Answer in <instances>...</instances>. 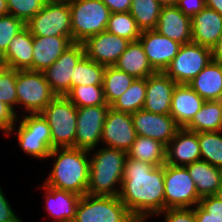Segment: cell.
Here are the masks:
<instances>
[{"label":"cell","mask_w":222,"mask_h":222,"mask_svg":"<svg viewBox=\"0 0 222 222\" xmlns=\"http://www.w3.org/2000/svg\"><path fill=\"white\" fill-rule=\"evenodd\" d=\"M45 4L62 3L67 0H42Z\"/></svg>","instance_id":"52"},{"label":"cell","mask_w":222,"mask_h":222,"mask_svg":"<svg viewBox=\"0 0 222 222\" xmlns=\"http://www.w3.org/2000/svg\"><path fill=\"white\" fill-rule=\"evenodd\" d=\"M146 98V78L135 79L130 87L110 106L124 113L142 110Z\"/></svg>","instance_id":"32"},{"label":"cell","mask_w":222,"mask_h":222,"mask_svg":"<svg viewBox=\"0 0 222 222\" xmlns=\"http://www.w3.org/2000/svg\"><path fill=\"white\" fill-rule=\"evenodd\" d=\"M164 214V215H163ZM163 215V222H196L193 208H169L159 213Z\"/></svg>","instance_id":"42"},{"label":"cell","mask_w":222,"mask_h":222,"mask_svg":"<svg viewBox=\"0 0 222 222\" xmlns=\"http://www.w3.org/2000/svg\"><path fill=\"white\" fill-rule=\"evenodd\" d=\"M7 68L6 63L4 62V60L2 59V57L0 56V75L2 74V72Z\"/></svg>","instance_id":"51"},{"label":"cell","mask_w":222,"mask_h":222,"mask_svg":"<svg viewBox=\"0 0 222 222\" xmlns=\"http://www.w3.org/2000/svg\"><path fill=\"white\" fill-rule=\"evenodd\" d=\"M131 41L107 31L90 36L82 44L85 55L104 66H114Z\"/></svg>","instance_id":"15"},{"label":"cell","mask_w":222,"mask_h":222,"mask_svg":"<svg viewBox=\"0 0 222 222\" xmlns=\"http://www.w3.org/2000/svg\"><path fill=\"white\" fill-rule=\"evenodd\" d=\"M17 119L18 116L15 111L0 100V130L6 135L5 137H7L8 133L16 124Z\"/></svg>","instance_id":"43"},{"label":"cell","mask_w":222,"mask_h":222,"mask_svg":"<svg viewBox=\"0 0 222 222\" xmlns=\"http://www.w3.org/2000/svg\"><path fill=\"white\" fill-rule=\"evenodd\" d=\"M138 40L155 72H164L182 46L155 29L142 31Z\"/></svg>","instance_id":"16"},{"label":"cell","mask_w":222,"mask_h":222,"mask_svg":"<svg viewBox=\"0 0 222 222\" xmlns=\"http://www.w3.org/2000/svg\"><path fill=\"white\" fill-rule=\"evenodd\" d=\"M212 60L222 63V32L219 36L218 41L211 49Z\"/></svg>","instance_id":"47"},{"label":"cell","mask_w":222,"mask_h":222,"mask_svg":"<svg viewBox=\"0 0 222 222\" xmlns=\"http://www.w3.org/2000/svg\"><path fill=\"white\" fill-rule=\"evenodd\" d=\"M185 167L201 198L215 195L222 183V168L213 166L203 160L188 164Z\"/></svg>","instance_id":"27"},{"label":"cell","mask_w":222,"mask_h":222,"mask_svg":"<svg viewBox=\"0 0 222 222\" xmlns=\"http://www.w3.org/2000/svg\"><path fill=\"white\" fill-rule=\"evenodd\" d=\"M72 43V36H33L32 70L43 72Z\"/></svg>","instance_id":"22"},{"label":"cell","mask_w":222,"mask_h":222,"mask_svg":"<svg viewBox=\"0 0 222 222\" xmlns=\"http://www.w3.org/2000/svg\"><path fill=\"white\" fill-rule=\"evenodd\" d=\"M10 15L27 23L45 5L42 0H6Z\"/></svg>","instance_id":"40"},{"label":"cell","mask_w":222,"mask_h":222,"mask_svg":"<svg viewBox=\"0 0 222 222\" xmlns=\"http://www.w3.org/2000/svg\"><path fill=\"white\" fill-rule=\"evenodd\" d=\"M18 219V215H16V212L14 213L9 200L0 186V222H15Z\"/></svg>","instance_id":"45"},{"label":"cell","mask_w":222,"mask_h":222,"mask_svg":"<svg viewBox=\"0 0 222 222\" xmlns=\"http://www.w3.org/2000/svg\"><path fill=\"white\" fill-rule=\"evenodd\" d=\"M22 116V119L18 116L20 120L17 119L16 124L7 136L17 134L19 147L29 157L48 160V156L53 149L51 129L48 123L40 113L26 114L25 116L22 113Z\"/></svg>","instance_id":"4"},{"label":"cell","mask_w":222,"mask_h":222,"mask_svg":"<svg viewBox=\"0 0 222 222\" xmlns=\"http://www.w3.org/2000/svg\"><path fill=\"white\" fill-rule=\"evenodd\" d=\"M85 149L53 148L48 159L54 158L53 167L43 184L70 191L80 196L87 194L90 174V156Z\"/></svg>","instance_id":"2"},{"label":"cell","mask_w":222,"mask_h":222,"mask_svg":"<svg viewBox=\"0 0 222 222\" xmlns=\"http://www.w3.org/2000/svg\"><path fill=\"white\" fill-rule=\"evenodd\" d=\"M219 200L222 201V183H221V186L220 188L217 190V192L215 193V195Z\"/></svg>","instance_id":"53"},{"label":"cell","mask_w":222,"mask_h":222,"mask_svg":"<svg viewBox=\"0 0 222 222\" xmlns=\"http://www.w3.org/2000/svg\"><path fill=\"white\" fill-rule=\"evenodd\" d=\"M114 66L136 79L147 78L155 73L139 40L129 43Z\"/></svg>","instance_id":"28"},{"label":"cell","mask_w":222,"mask_h":222,"mask_svg":"<svg viewBox=\"0 0 222 222\" xmlns=\"http://www.w3.org/2000/svg\"><path fill=\"white\" fill-rule=\"evenodd\" d=\"M136 136L132 115L109 107L102 129V146L128 152Z\"/></svg>","instance_id":"14"},{"label":"cell","mask_w":222,"mask_h":222,"mask_svg":"<svg viewBox=\"0 0 222 222\" xmlns=\"http://www.w3.org/2000/svg\"><path fill=\"white\" fill-rule=\"evenodd\" d=\"M164 191V165L154 166L127 157L118 197L138 222L165 210Z\"/></svg>","instance_id":"1"},{"label":"cell","mask_w":222,"mask_h":222,"mask_svg":"<svg viewBox=\"0 0 222 222\" xmlns=\"http://www.w3.org/2000/svg\"><path fill=\"white\" fill-rule=\"evenodd\" d=\"M188 85L205 101L222 100V63L211 60Z\"/></svg>","instance_id":"26"},{"label":"cell","mask_w":222,"mask_h":222,"mask_svg":"<svg viewBox=\"0 0 222 222\" xmlns=\"http://www.w3.org/2000/svg\"><path fill=\"white\" fill-rule=\"evenodd\" d=\"M178 9L189 17L198 14L205 6V0H177L175 4Z\"/></svg>","instance_id":"44"},{"label":"cell","mask_w":222,"mask_h":222,"mask_svg":"<svg viewBox=\"0 0 222 222\" xmlns=\"http://www.w3.org/2000/svg\"><path fill=\"white\" fill-rule=\"evenodd\" d=\"M89 155L90 174L87 194L118 196L128 157L127 152L102 146L99 149L89 150Z\"/></svg>","instance_id":"3"},{"label":"cell","mask_w":222,"mask_h":222,"mask_svg":"<svg viewBox=\"0 0 222 222\" xmlns=\"http://www.w3.org/2000/svg\"><path fill=\"white\" fill-rule=\"evenodd\" d=\"M205 100L188 84H176L171 101L170 115L184 128L200 110Z\"/></svg>","instance_id":"24"},{"label":"cell","mask_w":222,"mask_h":222,"mask_svg":"<svg viewBox=\"0 0 222 222\" xmlns=\"http://www.w3.org/2000/svg\"><path fill=\"white\" fill-rule=\"evenodd\" d=\"M201 160L197 132L179 128L166 146L165 164L186 166Z\"/></svg>","instance_id":"19"},{"label":"cell","mask_w":222,"mask_h":222,"mask_svg":"<svg viewBox=\"0 0 222 222\" xmlns=\"http://www.w3.org/2000/svg\"><path fill=\"white\" fill-rule=\"evenodd\" d=\"M161 8L156 0H132L129 12L141 31L152 30L157 26Z\"/></svg>","instance_id":"34"},{"label":"cell","mask_w":222,"mask_h":222,"mask_svg":"<svg viewBox=\"0 0 222 222\" xmlns=\"http://www.w3.org/2000/svg\"><path fill=\"white\" fill-rule=\"evenodd\" d=\"M85 55L82 43L73 42L61 56L43 71L56 96H66L71 90V76L78 61Z\"/></svg>","instance_id":"12"},{"label":"cell","mask_w":222,"mask_h":222,"mask_svg":"<svg viewBox=\"0 0 222 222\" xmlns=\"http://www.w3.org/2000/svg\"><path fill=\"white\" fill-rule=\"evenodd\" d=\"M17 70L6 68L0 75V100L15 110L18 106L16 93ZM16 105V108H15Z\"/></svg>","instance_id":"39"},{"label":"cell","mask_w":222,"mask_h":222,"mask_svg":"<svg viewBox=\"0 0 222 222\" xmlns=\"http://www.w3.org/2000/svg\"><path fill=\"white\" fill-rule=\"evenodd\" d=\"M1 57L7 68L32 70L33 35L26 26L11 40L7 51Z\"/></svg>","instance_id":"25"},{"label":"cell","mask_w":222,"mask_h":222,"mask_svg":"<svg viewBox=\"0 0 222 222\" xmlns=\"http://www.w3.org/2000/svg\"><path fill=\"white\" fill-rule=\"evenodd\" d=\"M196 222H222V201L216 196H205L193 207Z\"/></svg>","instance_id":"38"},{"label":"cell","mask_w":222,"mask_h":222,"mask_svg":"<svg viewBox=\"0 0 222 222\" xmlns=\"http://www.w3.org/2000/svg\"><path fill=\"white\" fill-rule=\"evenodd\" d=\"M106 66L92 61L84 55L76 64L71 76V89L80 85H103Z\"/></svg>","instance_id":"33"},{"label":"cell","mask_w":222,"mask_h":222,"mask_svg":"<svg viewBox=\"0 0 222 222\" xmlns=\"http://www.w3.org/2000/svg\"><path fill=\"white\" fill-rule=\"evenodd\" d=\"M205 6L222 15V0H205Z\"/></svg>","instance_id":"48"},{"label":"cell","mask_w":222,"mask_h":222,"mask_svg":"<svg viewBox=\"0 0 222 222\" xmlns=\"http://www.w3.org/2000/svg\"><path fill=\"white\" fill-rule=\"evenodd\" d=\"M66 97L77 107L108 105L102 85H80L73 87Z\"/></svg>","instance_id":"37"},{"label":"cell","mask_w":222,"mask_h":222,"mask_svg":"<svg viewBox=\"0 0 222 222\" xmlns=\"http://www.w3.org/2000/svg\"><path fill=\"white\" fill-rule=\"evenodd\" d=\"M211 60L210 48L190 42L181 46L164 73L177 84H189Z\"/></svg>","instance_id":"10"},{"label":"cell","mask_w":222,"mask_h":222,"mask_svg":"<svg viewBox=\"0 0 222 222\" xmlns=\"http://www.w3.org/2000/svg\"><path fill=\"white\" fill-rule=\"evenodd\" d=\"M24 27L25 23L13 15L0 16V56L7 51L11 40Z\"/></svg>","instance_id":"41"},{"label":"cell","mask_w":222,"mask_h":222,"mask_svg":"<svg viewBox=\"0 0 222 222\" xmlns=\"http://www.w3.org/2000/svg\"><path fill=\"white\" fill-rule=\"evenodd\" d=\"M25 26L33 36H72L69 0L45 4Z\"/></svg>","instance_id":"11"},{"label":"cell","mask_w":222,"mask_h":222,"mask_svg":"<svg viewBox=\"0 0 222 222\" xmlns=\"http://www.w3.org/2000/svg\"><path fill=\"white\" fill-rule=\"evenodd\" d=\"M72 222H138L118 196H81Z\"/></svg>","instance_id":"7"},{"label":"cell","mask_w":222,"mask_h":222,"mask_svg":"<svg viewBox=\"0 0 222 222\" xmlns=\"http://www.w3.org/2000/svg\"><path fill=\"white\" fill-rule=\"evenodd\" d=\"M45 198V211L53 222H72L75 217L79 194L41 184Z\"/></svg>","instance_id":"21"},{"label":"cell","mask_w":222,"mask_h":222,"mask_svg":"<svg viewBox=\"0 0 222 222\" xmlns=\"http://www.w3.org/2000/svg\"><path fill=\"white\" fill-rule=\"evenodd\" d=\"M201 160L222 168V131L197 133Z\"/></svg>","instance_id":"35"},{"label":"cell","mask_w":222,"mask_h":222,"mask_svg":"<svg viewBox=\"0 0 222 222\" xmlns=\"http://www.w3.org/2000/svg\"><path fill=\"white\" fill-rule=\"evenodd\" d=\"M16 93L25 114L41 113L56 97L43 72L33 70H17Z\"/></svg>","instance_id":"8"},{"label":"cell","mask_w":222,"mask_h":222,"mask_svg":"<svg viewBox=\"0 0 222 222\" xmlns=\"http://www.w3.org/2000/svg\"><path fill=\"white\" fill-rule=\"evenodd\" d=\"M184 128L197 133L222 131V100L205 101Z\"/></svg>","instance_id":"29"},{"label":"cell","mask_w":222,"mask_h":222,"mask_svg":"<svg viewBox=\"0 0 222 222\" xmlns=\"http://www.w3.org/2000/svg\"><path fill=\"white\" fill-rule=\"evenodd\" d=\"M155 30L181 45L192 42L191 17L176 5L162 6Z\"/></svg>","instance_id":"20"},{"label":"cell","mask_w":222,"mask_h":222,"mask_svg":"<svg viewBox=\"0 0 222 222\" xmlns=\"http://www.w3.org/2000/svg\"><path fill=\"white\" fill-rule=\"evenodd\" d=\"M7 14H9L8 7H7V1L0 0V16H4Z\"/></svg>","instance_id":"49"},{"label":"cell","mask_w":222,"mask_h":222,"mask_svg":"<svg viewBox=\"0 0 222 222\" xmlns=\"http://www.w3.org/2000/svg\"><path fill=\"white\" fill-rule=\"evenodd\" d=\"M176 84L164 72H155L147 77L143 110L155 114H170L172 95Z\"/></svg>","instance_id":"18"},{"label":"cell","mask_w":222,"mask_h":222,"mask_svg":"<svg viewBox=\"0 0 222 222\" xmlns=\"http://www.w3.org/2000/svg\"><path fill=\"white\" fill-rule=\"evenodd\" d=\"M159 2L162 6H168V5H175L177 0H156Z\"/></svg>","instance_id":"50"},{"label":"cell","mask_w":222,"mask_h":222,"mask_svg":"<svg viewBox=\"0 0 222 222\" xmlns=\"http://www.w3.org/2000/svg\"><path fill=\"white\" fill-rule=\"evenodd\" d=\"M127 156L154 166H163L166 161V146L150 137L137 135Z\"/></svg>","instance_id":"30"},{"label":"cell","mask_w":222,"mask_h":222,"mask_svg":"<svg viewBox=\"0 0 222 222\" xmlns=\"http://www.w3.org/2000/svg\"><path fill=\"white\" fill-rule=\"evenodd\" d=\"M131 115L136 135L150 137L165 146L180 128L170 114H155L142 109Z\"/></svg>","instance_id":"17"},{"label":"cell","mask_w":222,"mask_h":222,"mask_svg":"<svg viewBox=\"0 0 222 222\" xmlns=\"http://www.w3.org/2000/svg\"><path fill=\"white\" fill-rule=\"evenodd\" d=\"M135 79L116 66H106L102 86L108 106H111L130 87Z\"/></svg>","instance_id":"31"},{"label":"cell","mask_w":222,"mask_h":222,"mask_svg":"<svg viewBox=\"0 0 222 222\" xmlns=\"http://www.w3.org/2000/svg\"><path fill=\"white\" fill-rule=\"evenodd\" d=\"M110 106L98 105L77 108L75 148L91 150L101 142L102 129Z\"/></svg>","instance_id":"13"},{"label":"cell","mask_w":222,"mask_h":222,"mask_svg":"<svg viewBox=\"0 0 222 222\" xmlns=\"http://www.w3.org/2000/svg\"><path fill=\"white\" fill-rule=\"evenodd\" d=\"M191 32L193 43L212 49L222 32V15L205 7L191 17Z\"/></svg>","instance_id":"23"},{"label":"cell","mask_w":222,"mask_h":222,"mask_svg":"<svg viewBox=\"0 0 222 222\" xmlns=\"http://www.w3.org/2000/svg\"><path fill=\"white\" fill-rule=\"evenodd\" d=\"M165 209L193 208L201 197L185 166L164 164Z\"/></svg>","instance_id":"9"},{"label":"cell","mask_w":222,"mask_h":222,"mask_svg":"<svg viewBox=\"0 0 222 222\" xmlns=\"http://www.w3.org/2000/svg\"><path fill=\"white\" fill-rule=\"evenodd\" d=\"M69 7L72 42L83 43L106 31L111 12L102 0H69Z\"/></svg>","instance_id":"5"},{"label":"cell","mask_w":222,"mask_h":222,"mask_svg":"<svg viewBox=\"0 0 222 222\" xmlns=\"http://www.w3.org/2000/svg\"><path fill=\"white\" fill-rule=\"evenodd\" d=\"M111 13L129 12L132 0H102Z\"/></svg>","instance_id":"46"},{"label":"cell","mask_w":222,"mask_h":222,"mask_svg":"<svg viewBox=\"0 0 222 222\" xmlns=\"http://www.w3.org/2000/svg\"><path fill=\"white\" fill-rule=\"evenodd\" d=\"M40 114L51 129L52 148H75L77 107L66 96H56Z\"/></svg>","instance_id":"6"},{"label":"cell","mask_w":222,"mask_h":222,"mask_svg":"<svg viewBox=\"0 0 222 222\" xmlns=\"http://www.w3.org/2000/svg\"><path fill=\"white\" fill-rule=\"evenodd\" d=\"M15 222H23L20 218L17 220V221H15Z\"/></svg>","instance_id":"54"},{"label":"cell","mask_w":222,"mask_h":222,"mask_svg":"<svg viewBox=\"0 0 222 222\" xmlns=\"http://www.w3.org/2000/svg\"><path fill=\"white\" fill-rule=\"evenodd\" d=\"M106 31L129 41L138 40L142 33L130 12L111 13Z\"/></svg>","instance_id":"36"}]
</instances>
